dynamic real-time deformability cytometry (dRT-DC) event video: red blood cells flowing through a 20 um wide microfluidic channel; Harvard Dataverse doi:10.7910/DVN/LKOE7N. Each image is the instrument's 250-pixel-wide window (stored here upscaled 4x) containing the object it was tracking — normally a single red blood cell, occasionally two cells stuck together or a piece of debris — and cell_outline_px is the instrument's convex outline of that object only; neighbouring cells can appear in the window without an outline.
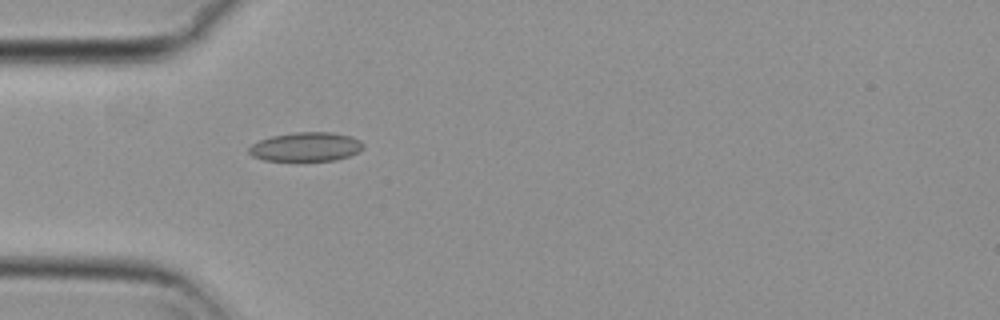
{"species": "common noctule bat (a hibernating species)", "species_latin": "Nyctalus noctula", "temperature_condition": "cold", "stored_images_in_passage": 40, "camera_frame_rate_fps": 3000, "um_per_image_px": 0.085, "animal": {"sex": "female", "body_mass_g": 29.2, "forearm_length_mm": 56.3}, "frame": {"image": 1, "passage_image": 1, "time_ms": 0.0, "image_size_px": [1000, 320], "cell_outline_px": [[364, 148], [360, 152], [336, 160], [264, 160], [252, 156], [248, 152], [248, 148], [252, 144], [260, 140], [272, 136], [296, 132], [332, 132], [352, 136], [360, 140], [364, 144]], "centroid_in_image_um": [26.04, 12.47], "position_along_channel_um": 59.0, "area_um2": 19.36}}
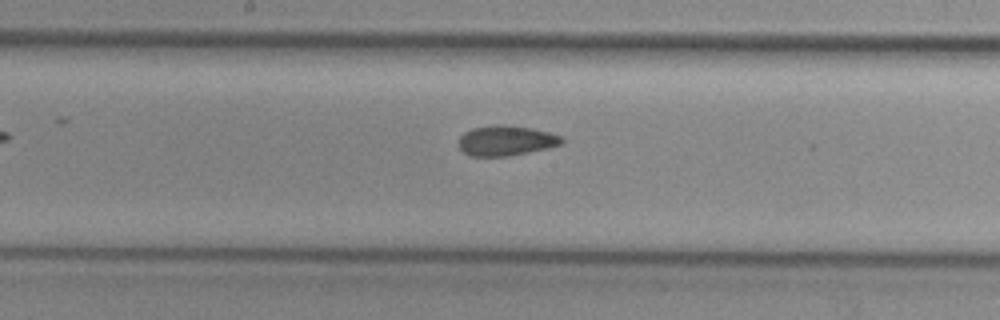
{"frame": {"image": 2, "passage_image": 13, "time_ms": 4.0, "image_size_px": [1000, 320], "cell_outline_px": [[564, 144], [548, 148], [508, 156], [472, 156], [464, 152], [460, 148], [460, 136], [464, 132], [472, 128], [496, 124], [504, 124], [532, 128], [564, 136]], "centroid_in_image_um": [43.06, 11.94], "position_along_channel_um": 205.1, "area_um2": 18.21}}
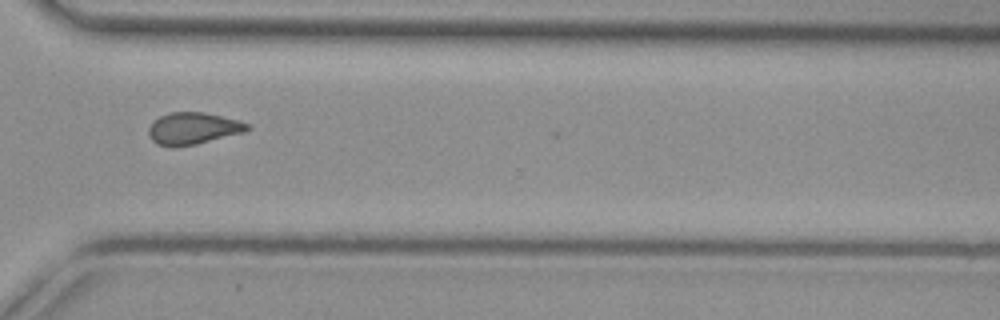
{"frame": {"image": 3, "passage_image": 25, "time_ms": 8.0, "image_size_px": [1000, 320], "cell_outline_px": [[252, 128], [244, 132], [196, 144], [176, 148], [168, 148], [156, 144], [152, 140], [148, 132], [148, 128], [160, 116], [168, 112], [204, 112], [236, 120], [248, 124]], "centroid_in_image_um": [16.37, 10.94], "position_along_channel_um": 354.2, "area_um2": 18.38}, "authors_computed_cell_mechanics": {"area_um2": 18.0336, "velocity_mm_per_s": 3.7271, "shape_relaxation_time_tau1_ms": null, "shape_relaxation_time_tau2_ms": 1.969, "deformation_change_tau1": null, "deformation_change_tau2": 0.0702}}